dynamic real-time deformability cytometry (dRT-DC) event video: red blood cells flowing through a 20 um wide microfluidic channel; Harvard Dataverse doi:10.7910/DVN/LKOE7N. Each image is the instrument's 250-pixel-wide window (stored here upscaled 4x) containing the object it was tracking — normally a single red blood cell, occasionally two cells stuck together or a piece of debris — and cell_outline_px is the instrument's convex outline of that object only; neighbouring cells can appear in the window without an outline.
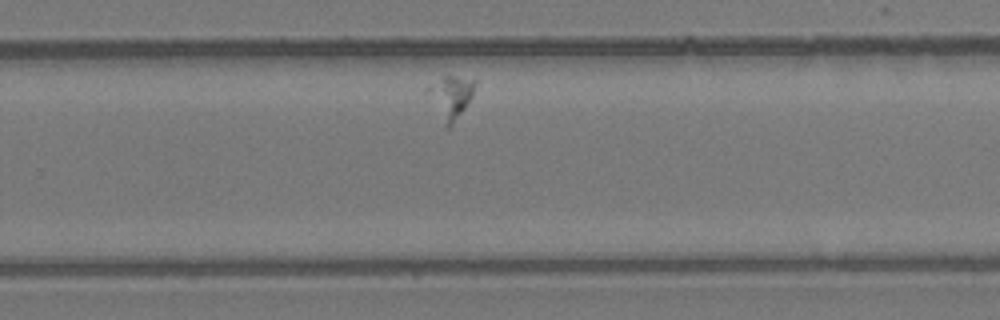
{"species": "common noctule bat (a hibernating species)", "species_latin": "Nyctalus noctula", "temperature_condition": "room temperature", "stored_images_in_passage": 30, "camera_frame_rate_fps": 3000, "um_per_image_px": 0.085, "animal": {"sex": "female", "body_mass_g": 24.6, "forearm_length_mm": 56.2}, "frame": {"image": 1, "passage_image": 22, "time_ms": 7.0, "image_size_px": [1000, 320], "cell_outline_px": [[476, 84], [472, 96], [464, 108], [452, 124], [448, 128], [444, 128], [424, 92], [424, 88], [444, 76], [456, 76], [476, 80]], "centroid_in_image_um": [38.23, 8.26], "position_along_channel_um": 291.6, "area_um2": 12.08}}
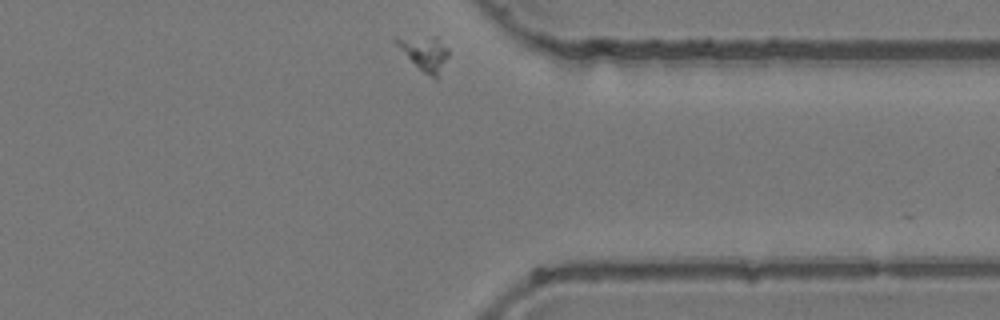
{"frame": {"image": 2, "passage_image": 30, "time_ms": 9.667, "image_size_px": [1000, 320], "cell_outline_px": [[448, 56], [436, 80], [424, 72], [392, 40], [396, 36], [436, 36], [448, 48]], "centroid_in_image_um": [36.09, 4.46], "position_along_channel_um": 375.3, "area_um2": 10.29}}